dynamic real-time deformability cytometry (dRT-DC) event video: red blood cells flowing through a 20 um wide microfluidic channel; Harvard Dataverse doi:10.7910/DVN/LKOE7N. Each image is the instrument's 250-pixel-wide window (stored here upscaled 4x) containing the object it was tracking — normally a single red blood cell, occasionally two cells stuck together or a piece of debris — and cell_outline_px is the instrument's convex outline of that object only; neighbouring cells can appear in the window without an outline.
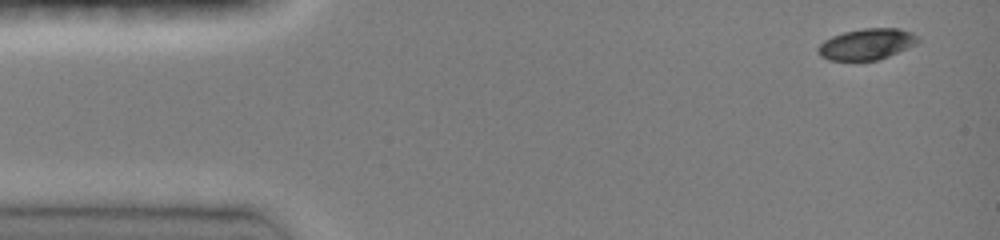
{"species": "common noctule bat (a hibernating species)", "species_latin": "Nyctalus noctula", "temperature_condition": "room temperature", "stored_images_in_passage": 5, "camera_frame_rate_fps": 3000, "um_per_image_px": 0.085, "animal": {"sex": "female", "body_mass_g": 19.0, "forearm_length_mm": 51.5}, "frame": {"image": 1, "passage_image": 1, "time_ms": 0.0, "image_size_px": [1000, 240], "cell_outline_px": [[920, 40], [916, 44], [908, 48], [888, 56], [876, 60], [828, 60], [820, 56], [816, 48], [824, 40], [832, 36], [844, 32], [864, 28], [900, 28], [912, 32]], "centroid_in_image_um": [73.66, 3.75], "position_along_channel_um": 11.3, "area_um2": 18.09}}
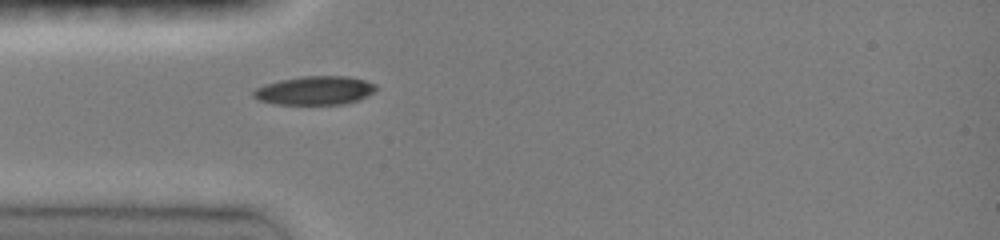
{"frame": {"image": 2, "passage_image": 5, "time_ms": 1.333, "image_size_px": [1000, 240], "cell_outline_px": [[376, 88], [372, 92], [360, 100], [344, 104], [272, 104], [256, 100], [252, 96], [252, 92], [256, 88], [264, 84], [280, 80], [304, 76], [348, 76], [364, 80], [376, 84]], "centroid_in_image_um": [26.72, 7.7], "position_along_channel_um": 58.3, "area_um2": 20.58}}